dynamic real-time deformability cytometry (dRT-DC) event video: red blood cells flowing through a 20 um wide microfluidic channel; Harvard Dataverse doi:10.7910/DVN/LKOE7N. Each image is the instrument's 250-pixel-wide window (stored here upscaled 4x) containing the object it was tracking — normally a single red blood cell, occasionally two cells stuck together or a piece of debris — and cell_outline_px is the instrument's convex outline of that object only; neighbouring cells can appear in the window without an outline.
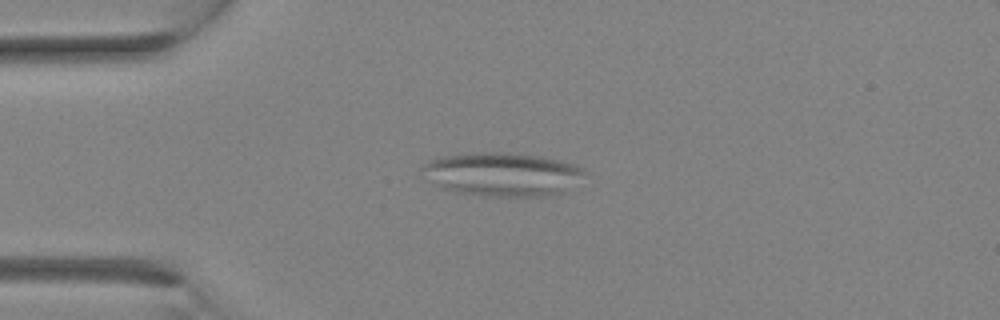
{"species": "Egyptian fruit bat (a non-hibernating species)", "species_latin": "Rousettus aegyptiacus", "temperature_condition": "room temperature", "stored_images_in_passage": 1, "camera_frame_rate_fps": 3000, "um_per_image_px": 0.085, "animal": {"sex": "female"}, "frame": {"image": 1, "passage_image": 1, "time_ms": 0.0, "image_size_px": [1000, 320], "cell_outline_px": [[592, 172], [564, 192], [556, 196], [488, 196], [456, 192], [440, 188], [432, 184], [420, 168], [428, 160], [444, 156], [472, 152], [516, 152], [540, 156], [576, 164]], "centroid_in_image_um": [42.77, 14.81], "position_along_channel_um": 42.2, "area_um2": 42.19}}